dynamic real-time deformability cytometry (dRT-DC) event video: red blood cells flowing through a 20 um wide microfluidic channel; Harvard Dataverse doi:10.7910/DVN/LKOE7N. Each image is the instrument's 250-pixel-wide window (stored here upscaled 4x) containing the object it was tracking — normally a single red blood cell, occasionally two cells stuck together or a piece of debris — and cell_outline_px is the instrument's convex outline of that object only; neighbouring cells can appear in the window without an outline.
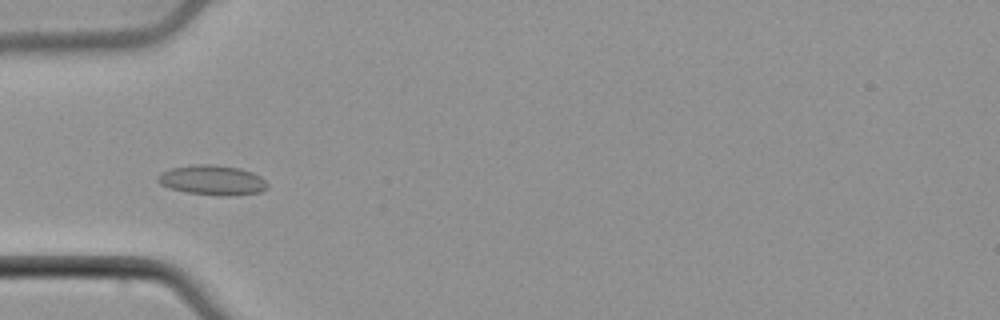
{"species": "common noctule bat (a hibernating species)", "species_latin": "Nyctalus noctula", "temperature_condition": "cold", "stored_images_in_passage": 50, "camera_frame_rate_fps": 3000, "um_per_image_px": 0.085, "animal": {"sex": "male", "body_mass_g": 21.5, "forearm_length_mm": 52.0}, "frame": {"image": 1, "passage_image": 16, "time_ms": 5.0, "image_size_px": [1000, 320], "cell_outline_px": [[268, 188], [260, 192], [228, 196], [220, 196], [188, 192], [168, 188], [160, 184], [156, 180], [156, 176], [160, 172], [172, 168], [196, 164], [212, 164], [240, 168], [252, 172], [260, 176], [268, 184]], "centroid_in_image_um": [18.03, 15.31], "position_along_channel_um": 67.0, "area_um2": 19.19}}
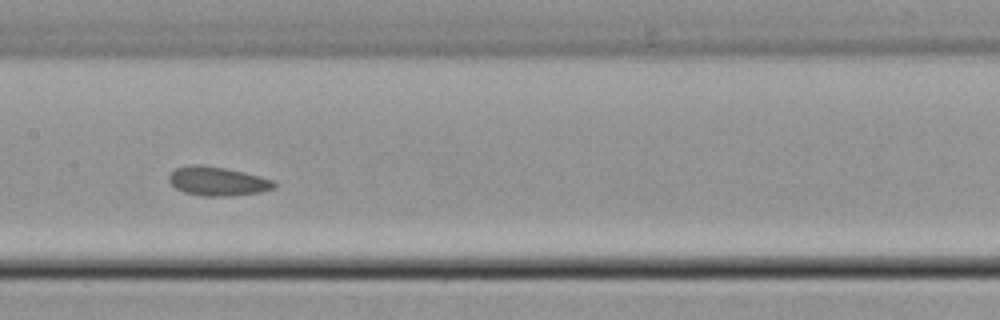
{"frame": {"image": 2, "passage_image": 25, "time_ms": 8.0, "image_size_px": [1000, 320], "cell_outline_px": [[276, 188], [260, 192], [232, 196], [200, 196], [184, 192], [176, 188], [168, 180], [168, 176], [176, 168], [192, 164], [200, 164], [224, 168], [244, 172], [260, 176], [272, 180], [276, 184]], "centroid_in_image_um": [18.49, 15.41], "position_along_channel_um": 188.9, "area_um2": 17.8}}
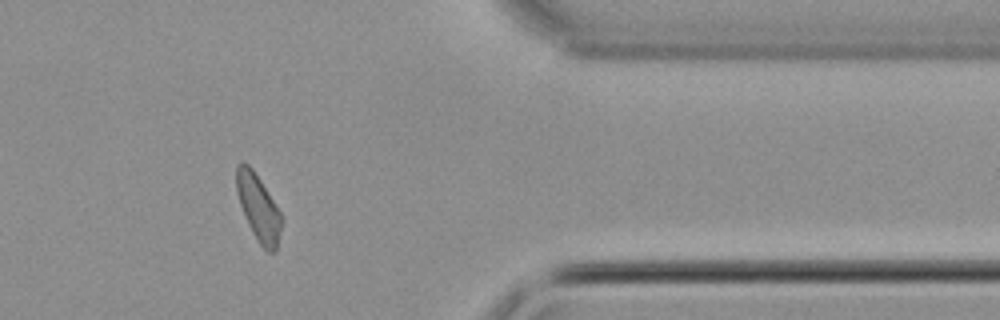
{"frame": {"image": 3, "passage_image": 41, "time_ms": 13.333, "image_size_px": [1000, 320], "cell_outline_px": [[280, 232], [276, 252], [268, 252], [260, 244], [252, 232], [248, 224], [240, 204], [236, 192], [236, 164], [248, 164], [252, 168], [260, 180], [280, 212]], "centroid_in_image_um": [21.94, 17.66], "position_along_channel_um": 389.5, "area_um2": 16.94}}